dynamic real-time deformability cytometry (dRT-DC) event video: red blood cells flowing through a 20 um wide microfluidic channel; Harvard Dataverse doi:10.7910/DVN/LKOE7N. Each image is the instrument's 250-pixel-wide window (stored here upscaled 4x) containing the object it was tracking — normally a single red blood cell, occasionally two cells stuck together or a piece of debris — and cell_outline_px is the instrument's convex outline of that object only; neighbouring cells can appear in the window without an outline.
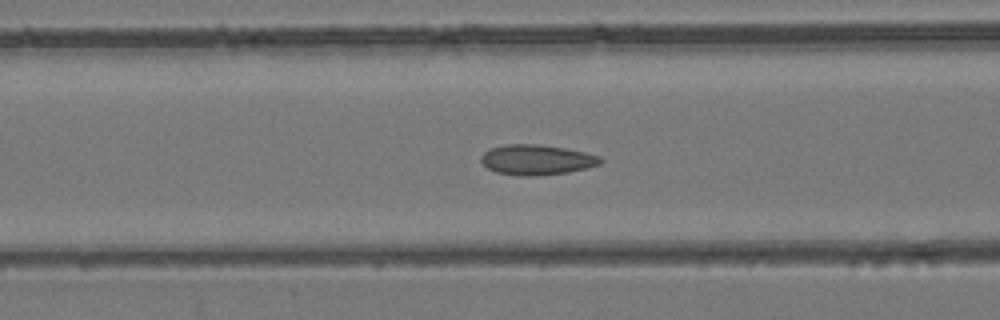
{"species": "common noctule bat (a hibernating species)", "species_latin": "Nyctalus noctula", "temperature_condition": "room temperature", "stored_images_in_passage": 42, "camera_frame_rate_fps": 3000, "um_per_image_px": 0.085, "animal": {"sex": "female", "body_mass_g": 24.6, "forearm_length_mm": 56.2}, "frame": {"image": 1, "passage_image": 10, "time_ms": 3.0, "image_size_px": [1000, 320], "cell_outline_px": [[604, 160], [600, 164], [588, 168], [568, 172], [536, 176], [516, 176], [496, 172], [488, 168], [480, 160], [480, 156], [488, 148], [504, 144], [536, 144], [564, 148], [584, 152], [600, 156]], "centroid_in_image_um": [45.6, 13.58], "position_along_channel_um": 121.0, "area_um2": 21.21}}
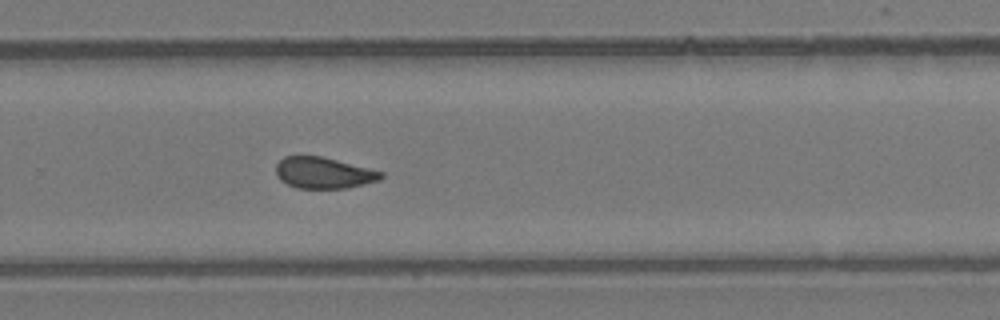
{"frame": {"image": 2, "passage_image": 24, "time_ms": 7.667, "image_size_px": [1000, 320], "cell_outline_px": [[384, 176], [380, 180], [348, 188], [296, 188], [280, 180], [276, 172], [276, 164], [284, 156], [320, 156], [384, 172]], "centroid_in_image_um": [27.51, 14.7], "position_along_channel_um": 302.3, "area_um2": 19.02}}
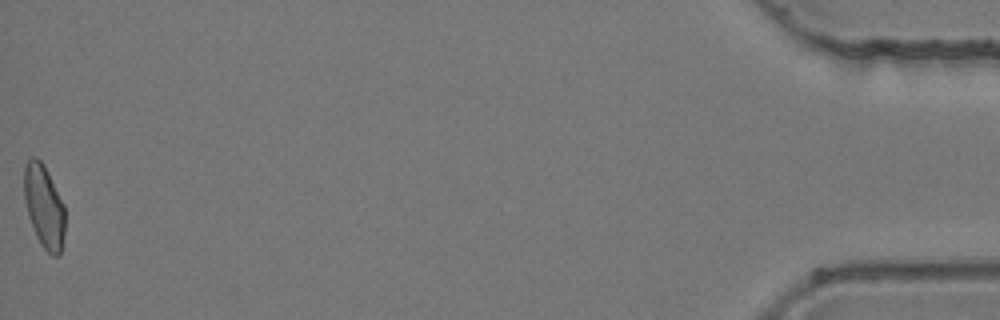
{"frame": {"image": 3, "passage_image": 42, "time_ms": 13.667, "image_size_px": [1000, 320], "cell_outline_px": [[64, 232], [60, 252], [56, 256], [52, 256], [40, 244], [36, 236], [28, 216], [24, 200], [24, 164], [32, 156], [36, 156], [44, 164], [64, 204]], "centroid_in_image_um": [3.72, 17.51], "position_along_channel_um": 431.5, "area_um2": 19.83}, "authors_computed_cell_mechanics": {"area_um2": 19.9988, "velocity_mm_per_s": 3.8911, "shape_relaxation_time_tau1_ms": null, "shape_relaxation_time_tau2_ms": 1.9301, "deformation_change_tau1": null, "deformation_change_tau2": 0.0667}}